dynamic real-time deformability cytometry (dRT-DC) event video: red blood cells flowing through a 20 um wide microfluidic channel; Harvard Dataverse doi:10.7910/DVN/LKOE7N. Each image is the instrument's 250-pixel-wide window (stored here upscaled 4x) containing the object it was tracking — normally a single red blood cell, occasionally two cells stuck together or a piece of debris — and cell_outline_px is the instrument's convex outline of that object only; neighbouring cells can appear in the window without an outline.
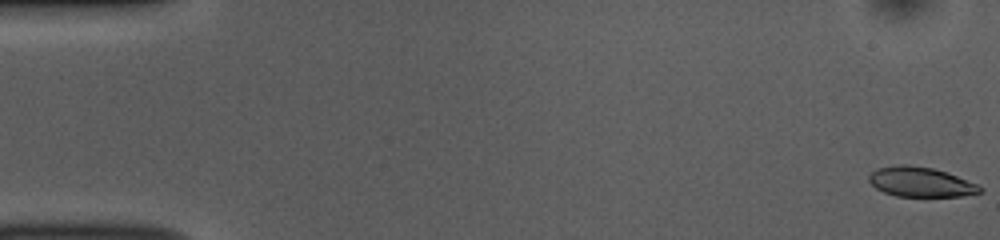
{"species": "common noctule bat (a hibernating species)", "species_latin": "Nyctalus noctula", "temperature_condition": "room temperature", "stored_images_in_passage": 52, "camera_frame_rate_fps": 3000, "um_per_image_px": 0.085, "animal": {"sex": "female", "body_mass_g": 10.0, "forearm_length_mm": 53.1}, "frame": {"image": 1, "passage_image": 1, "time_ms": 0.0, "image_size_px": [1000, 240], "cell_outline_px": [[984, 188], [980, 192], [960, 196], [896, 196], [884, 192], [876, 188], [868, 180], [868, 176], [872, 172], [880, 168], [900, 164], [904, 164], [932, 168], [956, 176], [976, 184]], "centroid_in_image_um": [78.23, 15.47], "position_along_channel_um": 6.8, "area_um2": 18.84}}
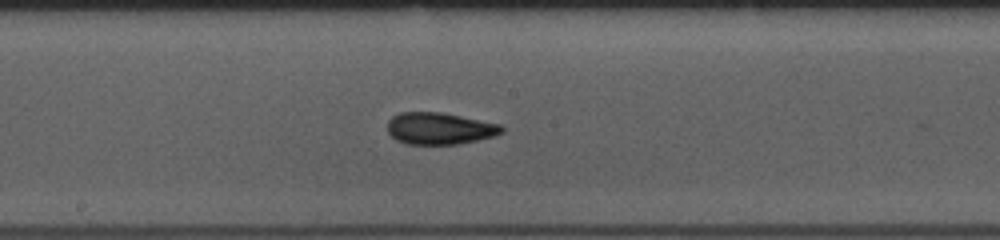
{"frame": {"image": 2, "passage_image": 28, "time_ms": 9.0, "image_size_px": [1000, 240], "cell_outline_px": [[504, 128], [500, 132], [492, 136], [476, 140], [456, 144], [408, 144], [396, 140], [388, 132], [388, 120], [392, 116], [400, 112], [440, 112], [500, 124]], "centroid_in_image_um": [37.31, 10.91], "position_along_channel_um": 210.9, "area_um2": 20.92}}
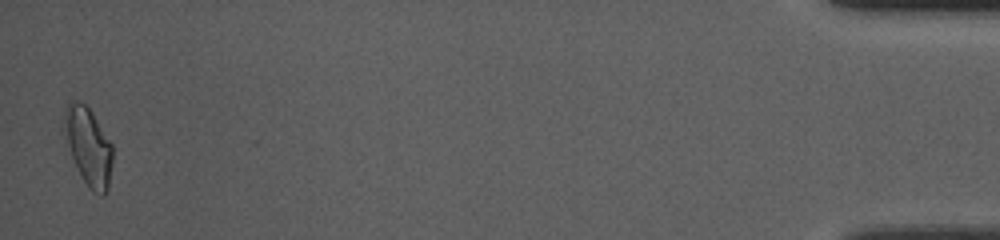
{"frame": {"image": 3, "passage_image": 52, "time_ms": 17.0, "image_size_px": [1000, 240], "cell_outline_px": [[112, 164], [108, 188], [104, 196], [100, 196], [92, 192], [88, 188], [72, 156], [60, 128], [64, 108], [68, 104], [76, 100], [84, 104], [92, 112], [112, 144]], "centroid_in_image_um": [7.48, 12.43], "position_along_channel_um": 427.7, "area_um2": 22.2}, "authors_computed_cell_mechanics": {"area_um2": 20.3456, "velocity_mm_per_s": 3.8271, "shape_relaxation_time_tau1_ms": 4.285, "shape_relaxation_time_tau2_ms": 2.0597, "deformation_change_tau1": 0.1269, "deformation_change_tau2": 0.0767}}